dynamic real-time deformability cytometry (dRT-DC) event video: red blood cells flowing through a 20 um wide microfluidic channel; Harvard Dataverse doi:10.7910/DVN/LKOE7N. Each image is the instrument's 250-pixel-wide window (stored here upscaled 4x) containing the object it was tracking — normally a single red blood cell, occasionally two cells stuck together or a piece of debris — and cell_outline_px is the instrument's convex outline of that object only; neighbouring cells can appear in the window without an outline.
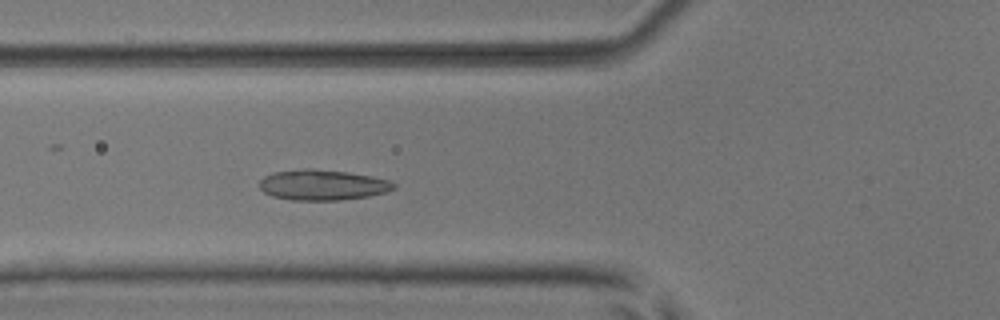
{"species": "common noctule bat (a hibernating species)", "species_latin": "Nyctalus noctula", "temperature_condition": "room temperature", "stored_images_in_passage": 43, "camera_frame_rate_fps": 3000, "um_per_image_px": 0.085, "animal": {"sex": "male", "body_mass_g": 17.9, "forearm_length_mm": 54.2}, "frame": {"image": 1, "passage_image": 17, "time_ms": 5.333, "image_size_px": [1000, 320], "cell_outline_px": [[396, 188], [388, 192], [368, 196], [340, 200], [292, 200], [272, 196], [264, 192], [260, 188], [260, 180], [264, 176], [272, 172], [304, 168], [308, 168], [348, 172], [372, 176], [388, 180], [396, 184]], "centroid_in_image_um": [27.42, 15.71], "position_along_channel_um": 98.4, "area_um2": 23.99}}
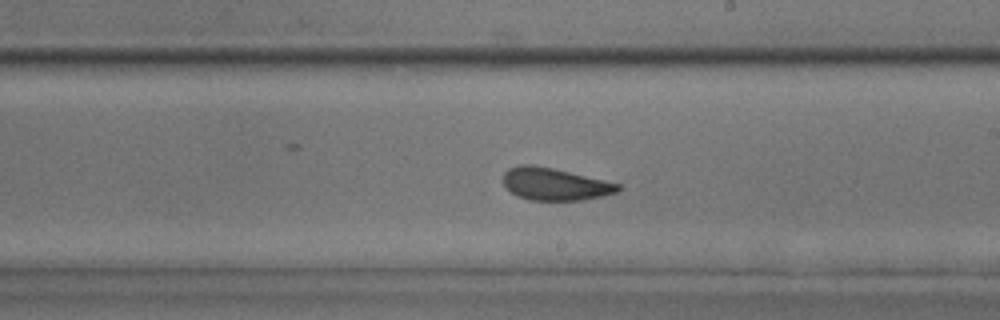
{"frame": {"image": 2, "passage_image": 28, "time_ms": 9.0, "image_size_px": [1000, 320], "cell_outline_px": [[620, 188], [616, 192], [600, 196], [580, 200], [528, 200], [516, 196], [504, 184], [504, 172], [508, 168], [520, 164], [532, 164], [552, 168], [604, 180], [620, 184]], "centroid_in_image_um": [47.11, 15.64], "position_along_channel_um": 241.9, "area_um2": 21.39}}
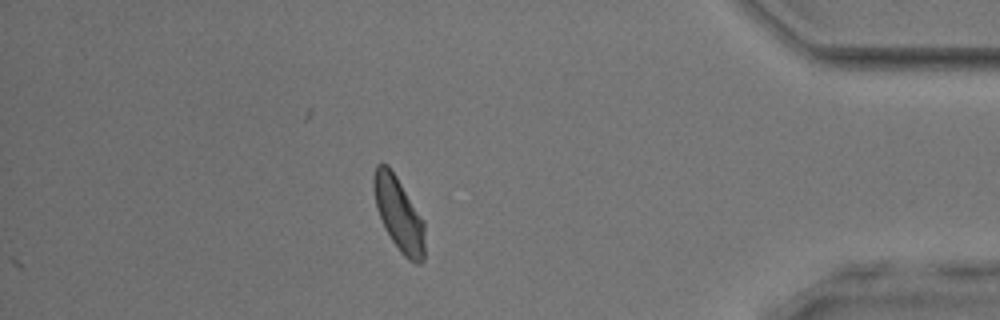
{"frame": {"image": 3, "passage_image": 43, "time_ms": 14.0, "image_size_px": [1000, 320], "cell_outline_px": [[424, 260], [420, 264], [416, 264], [408, 260], [400, 252], [392, 240], [376, 208], [372, 188], [372, 180], [376, 164], [388, 164], [396, 176], [424, 220]], "centroid_in_image_um": [33.9, 18.19], "position_along_channel_um": 401.3, "area_um2": 21.91}, "authors_computed_cell_mechanics": {"area_um2": 22.4842, "velocity_mm_per_s": 3.9247, "shape_relaxation_time_tau1_ms": 2.8533, "shape_relaxation_time_tau2_ms": 1.3615, "deformation_change_tau1": 0.0955, "deformation_change_tau2": 0.0662}}